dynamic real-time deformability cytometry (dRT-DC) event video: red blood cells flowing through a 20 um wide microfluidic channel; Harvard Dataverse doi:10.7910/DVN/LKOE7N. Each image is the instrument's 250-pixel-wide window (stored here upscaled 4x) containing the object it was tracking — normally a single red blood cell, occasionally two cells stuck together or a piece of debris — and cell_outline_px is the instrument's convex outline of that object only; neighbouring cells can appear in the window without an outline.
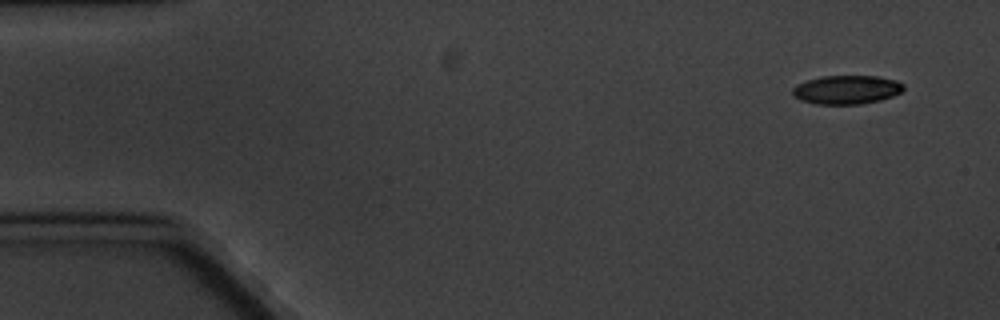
{"species": "common noctule bat (a hibernating species)", "species_latin": "Nyctalus noctula", "temperature_condition": "cold", "stored_images_in_passage": 5, "camera_frame_rate_fps": 3000, "um_per_image_px": 0.085, "animal": {"sex": "male", "body_mass_g": 20.1, "forearm_length_mm": 53.5}, "frame": {"image": 1, "passage_image": 1, "time_ms": 0.0, "image_size_px": [1000, 320], "cell_outline_px": [[904, 88], [900, 92], [892, 96], [880, 100], [860, 104], [816, 104], [800, 100], [792, 92], [792, 88], [796, 84], [820, 76], [876, 76], [896, 80], [904, 84]], "centroid_in_image_um": [71.96, 7.62], "position_along_channel_um": 13.0, "area_um2": 18.55}}
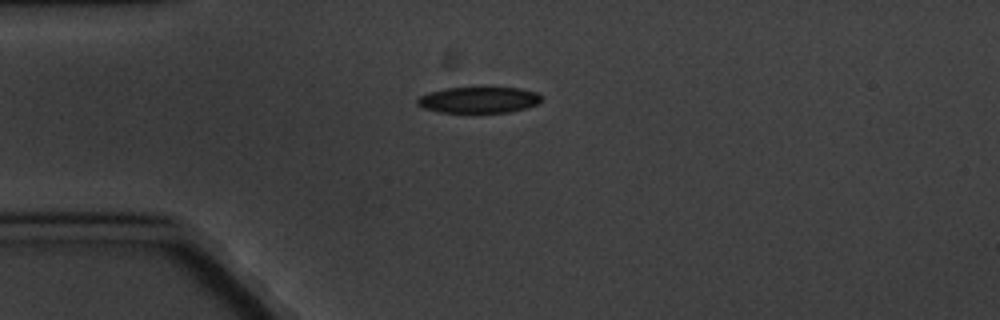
{"frame": {"image": 2, "passage_image": 4, "time_ms": 3.667, "image_size_px": [1000, 320], "cell_outline_px": [[544, 100], [536, 104], [524, 108], [508, 112], [440, 112], [424, 108], [416, 104], [416, 100], [420, 96], [428, 92], [444, 88], [480, 84], [488, 84], [520, 88], [536, 92], [544, 96]], "centroid_in_image_um": [40.72, 8.42], "position_along_channel_um": 44.3, "area_um2": 20.06}}